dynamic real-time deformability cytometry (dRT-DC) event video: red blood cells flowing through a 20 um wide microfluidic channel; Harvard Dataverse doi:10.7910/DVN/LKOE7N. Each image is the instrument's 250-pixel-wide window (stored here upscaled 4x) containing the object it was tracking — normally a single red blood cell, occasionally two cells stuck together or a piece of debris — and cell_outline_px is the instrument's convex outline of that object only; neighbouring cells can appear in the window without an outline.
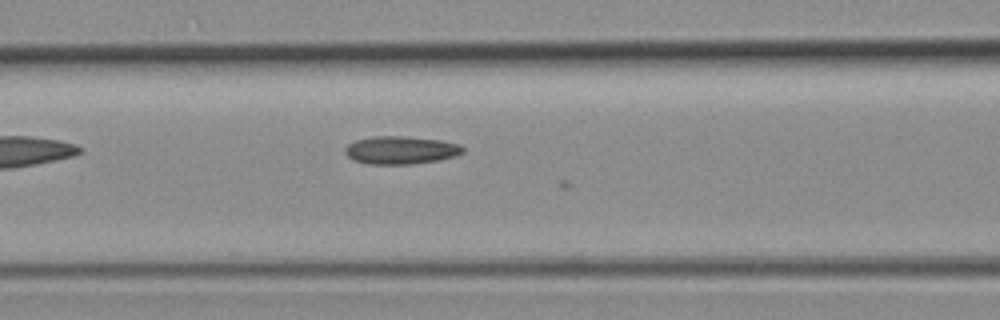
{"species": "common noctule bat (a hibernating species)", "species_latin": "Nyctalus noctula", "temperature_condition": "room temperature", "stored_images_in_passage": 7, "camera_frame_rate_fps": 3000, "um_per_image_px": 0.085, "animal": {"sex": "female", "body_mass_g": 19.3, "forearm_length_mm": 54.1}, "frame": {"image": 1, "passage_image": 6, "time_ms": 1.667, "image_size_px": [1000, 320], "cell_outline_px": [[464, 152], [456, 156], [440, 160], [412, 164], [368, 164], [352, 160], [344, 152], [344, 148], [348, 144], [356, 140], [376, 136], [404, 136], [440, 140], [460, 144], [464, 148]], "centroid_in_image_um": [34.07, 12.76], "position_along_channel_um": 132.5, "area_um2": 19.31}}